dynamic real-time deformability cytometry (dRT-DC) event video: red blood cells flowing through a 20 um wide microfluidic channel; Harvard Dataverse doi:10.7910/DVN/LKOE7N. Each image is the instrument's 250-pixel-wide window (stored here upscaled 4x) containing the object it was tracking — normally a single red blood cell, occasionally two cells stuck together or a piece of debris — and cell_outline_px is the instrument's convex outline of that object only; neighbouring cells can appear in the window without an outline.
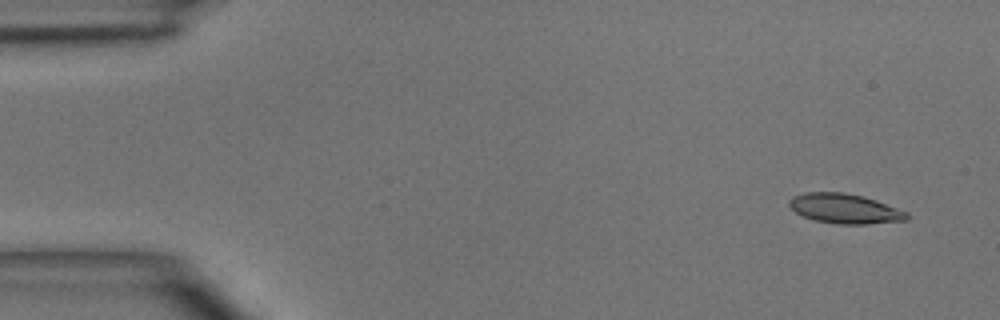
{"species": "common noctule bat (a hibernating species)", "species_latin": "Nyctalus noctula", "temperature_condition": "room temperature", "stored_images_in_passage": 4, "camera_frame_rate_fps": 3000, "um_per_image_px": 0.085, "animal": {"sex": "male", "body_mass_g": 15.6}, "frame": {"image": 1, "passage_image": 1, "time_ms": 0.0, "image_size_px": [1000, 320], "cell_outline_px": [[908, 220], [868, 224], [836, 224], [816, 220], [804, 216], [796, 212], [788, 204], [788, 200], [792, 196], [804, 192], [844, 192], [864, 196], [876, 200], [908, 212]], "centroid_in_image_um": [71.81, 17.72], "position_along_channel_um": 13.2, "area_um2": 20.46}}
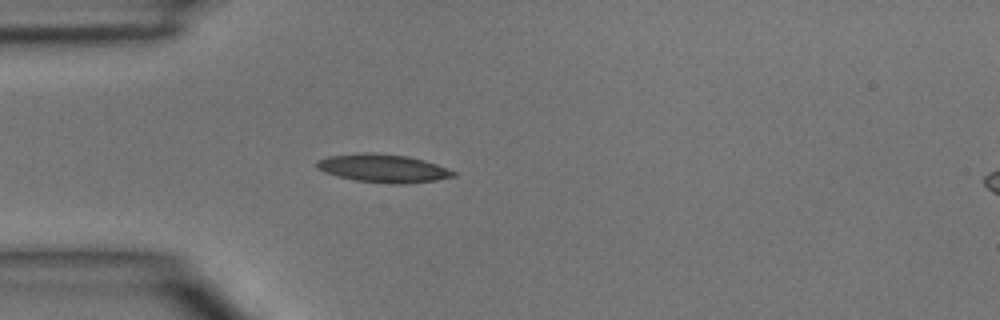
{"frame": {"image": 2, "passage_image": 4, "time_ms": 3.333, "image_size_px": [1000, 320], "cell_outline_px": [[456, 176], [436, 180], [408, 184], [392, 184], [356, 180], [336, 176], [324, 172], [316, 168], [316, 160], [328, 156], [364, 152], [368, 152], [408, 156], [424, 160], [436, 164], [456, 172]], "centroid_in_image_um": [32.55, 14.31], "position_along_channel_um": 52.5, "area_um2": 22.54}}